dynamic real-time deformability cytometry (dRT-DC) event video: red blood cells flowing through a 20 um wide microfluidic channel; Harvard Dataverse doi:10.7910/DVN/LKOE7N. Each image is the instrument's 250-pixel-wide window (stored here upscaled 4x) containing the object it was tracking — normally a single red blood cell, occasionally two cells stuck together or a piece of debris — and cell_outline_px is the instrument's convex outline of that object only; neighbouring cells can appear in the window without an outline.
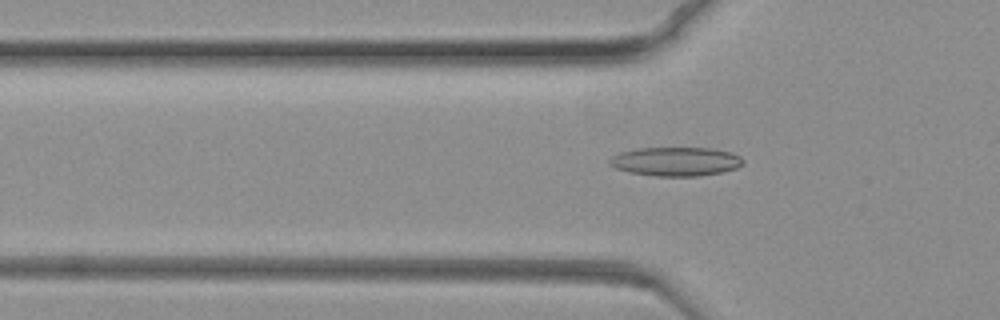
{"species": "common noctule bat (a hibernating species)", "species_latin": "Nyctalus noctula", "temperature_condition": "warm", "stored_images_in_passage": 70, "camera_frame_rate_fps": 3000, "um_per_image_px": 0.085, "animal": {"sex": "female", "body_mass_g": 19.3, "forearm_length_mm": 54.1}, "frame": {"image": 1, "passage_image": 17, "time_ms": 5.333, "image_size_px": [1000, 320], "cell_outline_px": [[744, 164], [736, 168], [720, 172], [700, 176], [656, 176], [628, 172], [616, 168], [608, 164], [608, 160], [612, 156], [620, 152], [636, 148], [712, 148], [732, 152], [740, 156], [744, 160]], "centroid_in_image_um": [57.44, 13.72], "position_along_channel_um": 68.4, "area_um2": 22.66}}
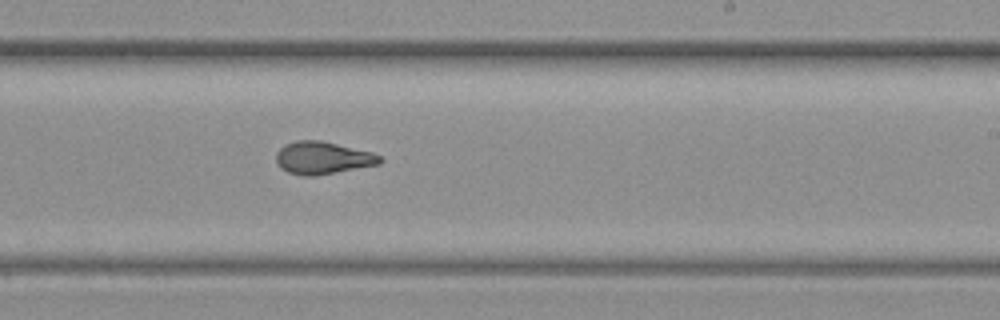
{"frame": {"image": 2, "passage_image": 39, "time_ms": 12.667, "image_size_px": [1000, 320], "cell_outline_px": [[384, 160], [380, 164], [312, 176], [304, 176], [288, 172], [280, 168], [276, 164], [276, 152], [284, 144], [296, 140], [320, 140], [372, 152], [380, 156]], "centroid_in_image_um": [27.4, 13.41], "position_along_channel_um": 261.6, "area_um2": 19.65}}
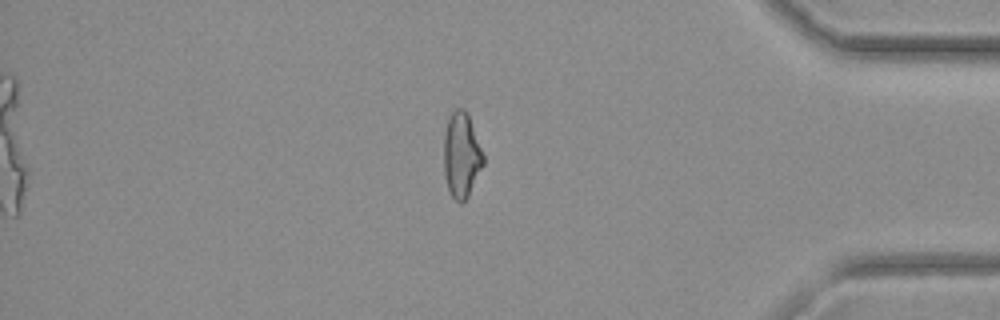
{"frame": {"image": 3, "passage_image": 58, "time_ms": 19.0, "image_size_px": [1000, 320], "cell_outline_px": [[484, 164], [468, 196], [460, 204], [452, 196], [448, 188], [444, 176], [444, 132], [448, 120], [452, 112], [456, 108], [464, 108], [468, 112], [484, 156]], "centroid_in_image_um": [39.23, 13.16], "position_along_channel_um": 396.0, "area_um2": 19.65}}